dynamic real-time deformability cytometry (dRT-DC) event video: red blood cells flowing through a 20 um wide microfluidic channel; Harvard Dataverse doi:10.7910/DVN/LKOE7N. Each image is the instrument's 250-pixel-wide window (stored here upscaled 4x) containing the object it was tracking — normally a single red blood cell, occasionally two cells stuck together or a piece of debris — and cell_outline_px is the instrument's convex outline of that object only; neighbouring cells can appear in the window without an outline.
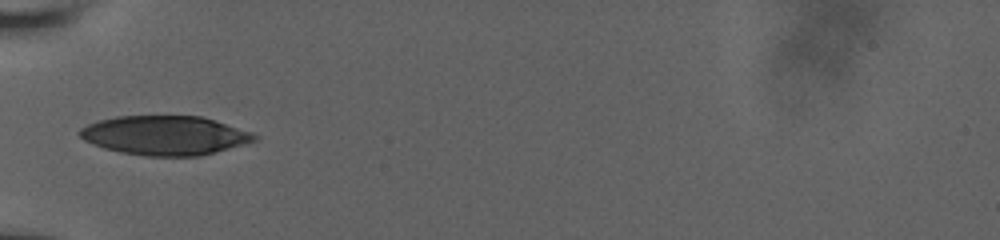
{"species": "human", "species_latin": "Homo sapiens", "temperature_condition": "room temperature", "stored_images_in_passage": 31, "camera_frame_rate_fps": 3000, "um_per_image_px": 0.085, "donor": {"sex": "male"}, "frame": {"image": 1, "passage_image": 1, "time_ms": 0.0, "image_size_px": [1000, 240], "cell_outline_px": [[256, 140], [200, 156], [148, 156], [120, 152], [104, 148], [92, 144], [84, 140], [80, 136], [80, 128], [88, 124], [100, 120], [116, 116], [200, 116], [252, 132], [256, 136]], "centroid_in_image_um": [13.97, 11.51], "position_along_channel_um": 71.0, "area_um2": 39.48}}
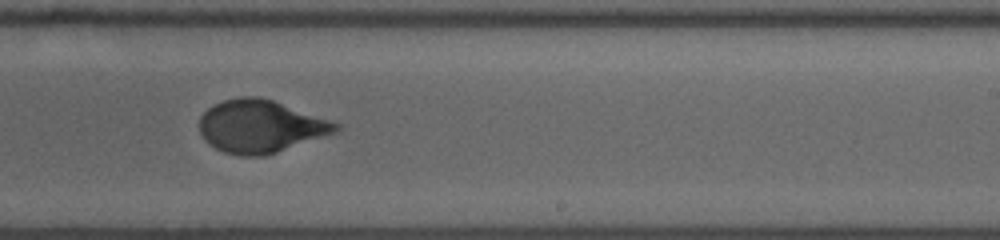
{"frame": {"image": 2, "passage_image": 17, "time_ms": 5.0, "image_size_px": [1000, 240], "cell_outline_px": [[340, 128], [336, 132], [264, 156], [240, 156], [224, 152], [208, 144], [204, 140], [200, 132], [200, 116], [208, 108], [224, 100], [240, 96], [260, 96], [272, 100], [340, 124]], "centroid_in_image_um": [22.1, 10.74], "position_along_channel_um": 266.9, "area_um2": 41.44}}
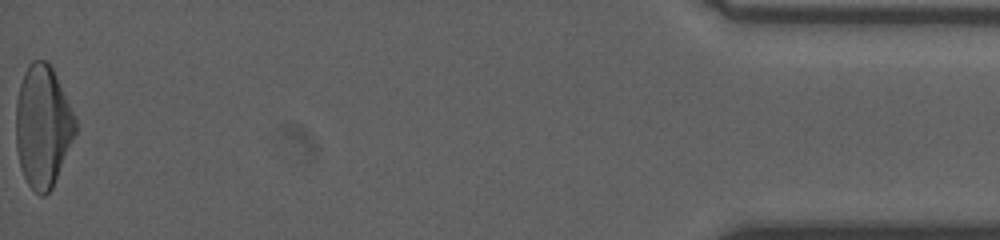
{"frame": {"image": 3, "passage_image": 31, "time_ms": 11.333, "image_size_px": [1000, 240], "cell_outline_px": [[76, 132], [52, 188], [44, 196], [40, 196], [28, 184], [20, 168], [16, 148], [16, 100], [20, 84], [24, 72], [28, 64], [32, 60], [44, 60], [52, 68], [56, 76], [76, 120]], "centroid_in_image_um": [3.61, 10.74], "position_along_channel_um": 431.6, "area_um2": 41.91}}